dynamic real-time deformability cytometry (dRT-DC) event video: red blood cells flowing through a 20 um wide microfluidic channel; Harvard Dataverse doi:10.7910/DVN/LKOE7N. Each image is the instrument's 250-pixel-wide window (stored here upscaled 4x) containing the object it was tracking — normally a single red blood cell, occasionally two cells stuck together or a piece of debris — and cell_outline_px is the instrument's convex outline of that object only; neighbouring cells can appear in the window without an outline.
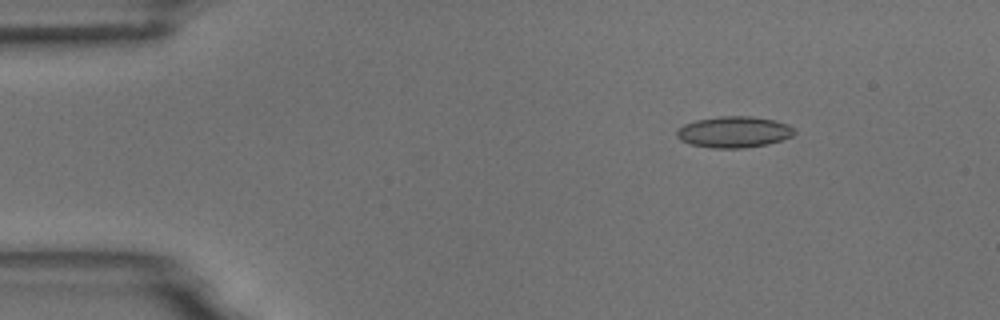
{"species": "common noctule bat (a hibernating species)", "species_latin": "Nyctalus noctula", "temperature_condition": "room temperature", "stored_images_in_passage": 9, "camera_frame_rate_fps": 3000, "um_per_image_px": 0.085, "animal": {"sex": "male", "body_mass_g": 18.8}, "frame": {"image": 1, "passage_image": 3, "time_ms": 2.333, "image_size_px": [1000, 320], "cell_outline_px": [[796, 132], [792, 136], [768, 144], [744, 148], [712, 148], [688, 144], [680, 140], [676, 136], [676, 132], [684, 124], [696, 120], [720, 116], [752, 116], [776, 120], [788, 124], [796, 128]], "centroid_in_image_um": [62.4, 11.22], "position_along_channel_um": 22.6, "area_um2": 21.62}}
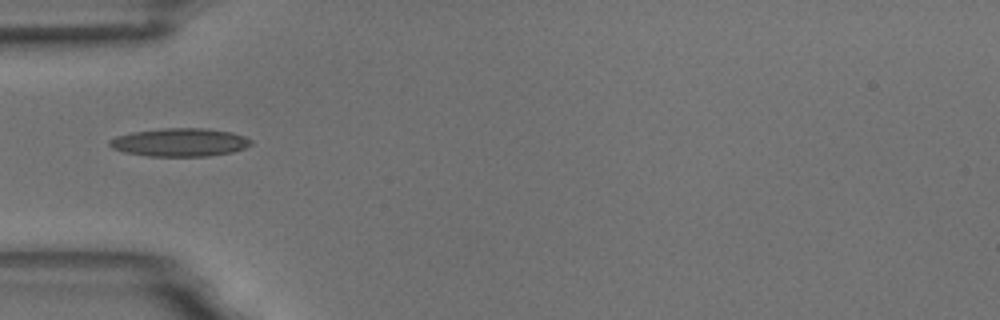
{"frame": {"image": 2, "passage_image": 6, "time_ms": 5.667, "image_size_px": [1000, 320], "cell_outline_px": [[252, 144], [244, 148], [232, 152], [208, 156], [148, 156], [124, 152], [112, 148], [108, 144], [108, 140], [116, 136], [132, 132], [164, 128], [204, 128], [232, 132], [244, 136], [252, 140]], "centroid_in_image_um": [15.28, 12.09], "position_along_channel_um": 69.7, "area_um2": 23.29}}